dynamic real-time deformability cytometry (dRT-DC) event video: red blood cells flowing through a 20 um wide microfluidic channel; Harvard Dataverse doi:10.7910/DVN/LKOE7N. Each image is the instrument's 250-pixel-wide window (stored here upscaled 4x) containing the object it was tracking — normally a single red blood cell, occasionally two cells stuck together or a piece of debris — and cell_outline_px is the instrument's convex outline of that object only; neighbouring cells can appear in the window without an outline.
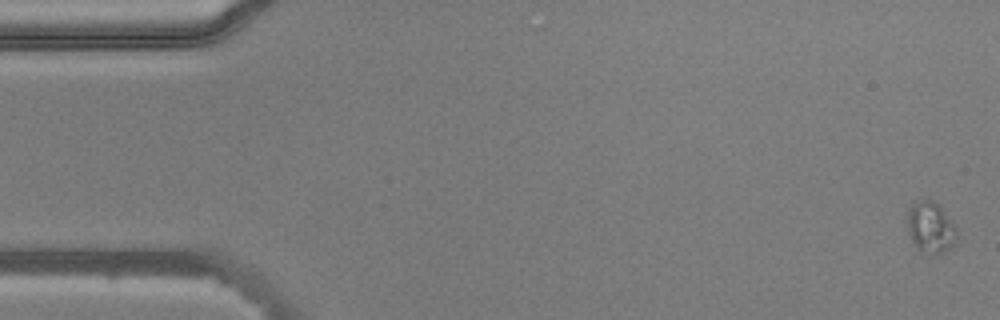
{"species": "common noctule bat (a hibernating species)", "species_latin": "Nyctalus noctula", "temperature_condition": "warm", "stored_images_in_passage": 5, "camera_frame_rate_fps": 3000, "um_per_image_px": 0.085, "animal": {"sex": "male", "body_mass_g": 20.5, "forearm_length_mm": 52.5}, "frame": {"image": 1, "passage_image": 1, "time_ms": 0.0, "image_size_px": [1000, 320], "cell_outline_px": [[956, 244], [952, 248], [944, 252], [920, 252], [916, 248], [908, 232], [908, 208], [912, 204], [928, 196], [940, 204], [952, 220], [956, 228]], "centroid_in_image_um": [79.12, 19.27], "position_along_channel_um": 5.9, "area_um2": 15.09}}